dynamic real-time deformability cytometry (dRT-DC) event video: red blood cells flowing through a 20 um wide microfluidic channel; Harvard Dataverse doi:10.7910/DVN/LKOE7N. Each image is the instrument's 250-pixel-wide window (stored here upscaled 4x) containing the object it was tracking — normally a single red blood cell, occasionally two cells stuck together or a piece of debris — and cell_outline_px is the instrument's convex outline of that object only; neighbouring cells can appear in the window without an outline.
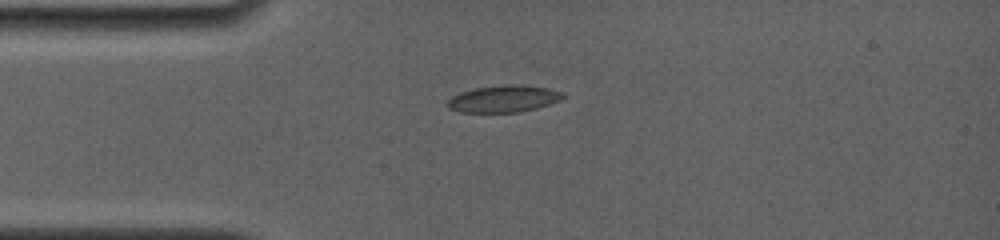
{"species": "common noctule bat (a hibernating species)", "species_latin": "Nyctalus noctula", "temperature_condition": "room temperature", "stored_images_in_passage": 4, "camera_frame_rate_fps": 4000, "um_per_image_px": 0.085, "animal": {"sex": "female", "body_mass_g": 19.0, "forearm_length_mm": 56.7}, "frame": {"image": 1, "passage_image": 1, "time_ms": 0.0, "image_size_px": [1000, 240], "cell_outline_px": [[564, 96], [560, 100], [536, 108], [520, 112], [460, 112], [448, 108], [448, 100], [452, 96], [460, 92], [476, 88], [504, 84], [524, 84], [548, 88], [564, 92]], "centroid_in_image_um": [42.82, 8.38], "position_along_channel_um": 42.2, "area_um2": 18.15}}
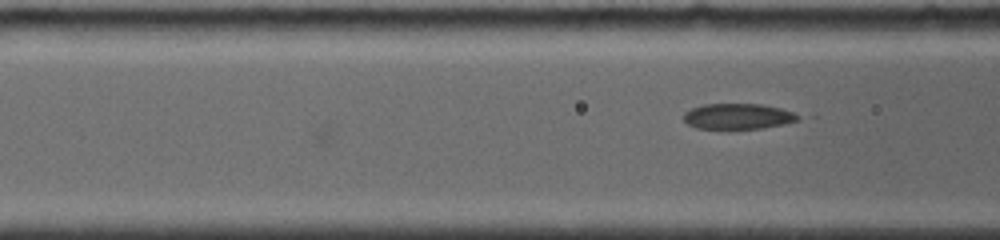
{"frame": {"image": 2, "passage_image": 4, "time_ms": 2.0, "image_size_px": [1000, 240], "cell_outline_px": [[800, 120], [784, 124], [764, 128], [696, 128], [688, 124], [684, 120], [684, 112], [692, 108], [704, 104], [760, 104], [780, 108], [792, 112], [800, 116]], "centroid_in_image_um": [62.74, 9.88], "position_along_channel_um": 103.9, "area_um2": 16.94}}